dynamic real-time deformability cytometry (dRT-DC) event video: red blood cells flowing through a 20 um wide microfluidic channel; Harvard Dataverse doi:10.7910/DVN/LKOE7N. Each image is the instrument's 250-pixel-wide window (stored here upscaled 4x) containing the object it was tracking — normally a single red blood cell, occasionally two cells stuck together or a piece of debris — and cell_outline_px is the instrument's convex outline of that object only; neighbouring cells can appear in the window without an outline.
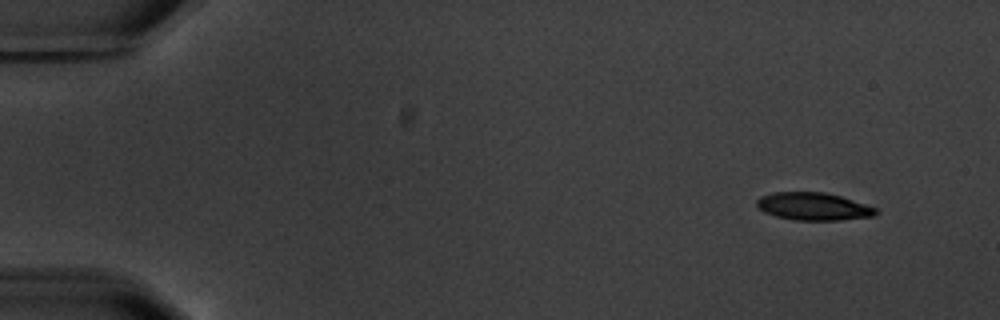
{"species": "common noctule bat (a hibernating species)", "species_latin": "Nyctalus noctula", "temperature_condition": "warm", "stored_images_in_passage": 6, "camera_frame_rate_fps": 3000, "um_per_image_px": 0.085, "animal": {"sex": "male", "body_mass_g": 20.1, "forearm_length_mm": 53.5}, "frame": {"image": 1, "passage_image": 1, "time_ms": 0.0, "image_size_px": [1000, 320], "cell_outline_px": [[880, 212], [876, 216], [840, 220], [792, 220], [776, 216], [764, 212], [756, 204], [756, 200], [760, 196], [772, 192], [824, 192], [840, 196], [876, 208]], "centroid_in_image_um": [69.14, 17.55], "position_along_channel_um": 15.9, "area_um2": 19.25}}
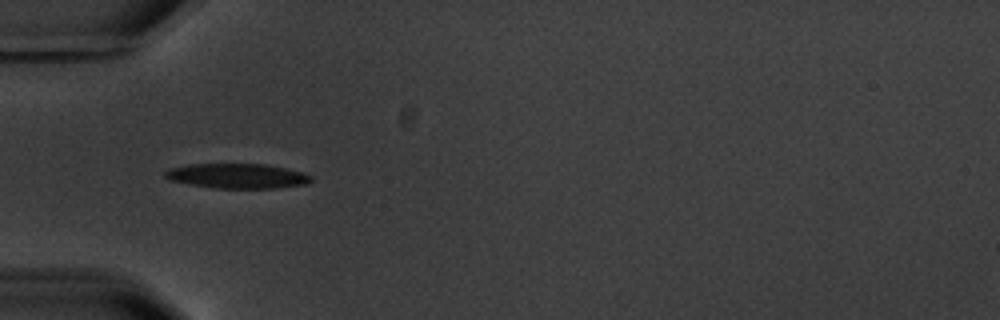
{"frame": {"image": 2, "passage_image": 5, "time_ms": 4.667, "image_size_px": [1000, 320], "cell_outline_px": [[312, 180], [308, 184], [276, 188], [216, 188], [192, 184], [172, 180], [164, 176], [164, 172], [168, 168], [188, 164], [264, 164], [304, 172], [312, 176]], "centroid_in_image_um": [20.2, 14.95], "position_along_channel_um": 64.8, "area_um2": 21.04}}
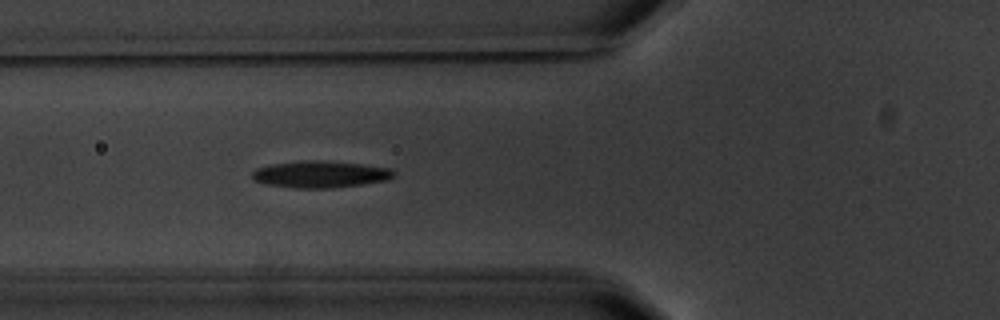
{"frame": {"image": 3, "passage_image": 6, "time_ms": 5.667, "image_size_px": [1000, 320], "cell_outline_px": [[396, 172], [388, 180], [332, 188], [296, 188], [264, 184], [252, 180], [252, 172], [256, 168], [272, 164], [300, 160], [320, 160], [360, 164], [392, 168]], "centroid_in_image_um": [27.19, 14.81], "position_along_channel_um": 98.6, "area_um2": 22.2}}